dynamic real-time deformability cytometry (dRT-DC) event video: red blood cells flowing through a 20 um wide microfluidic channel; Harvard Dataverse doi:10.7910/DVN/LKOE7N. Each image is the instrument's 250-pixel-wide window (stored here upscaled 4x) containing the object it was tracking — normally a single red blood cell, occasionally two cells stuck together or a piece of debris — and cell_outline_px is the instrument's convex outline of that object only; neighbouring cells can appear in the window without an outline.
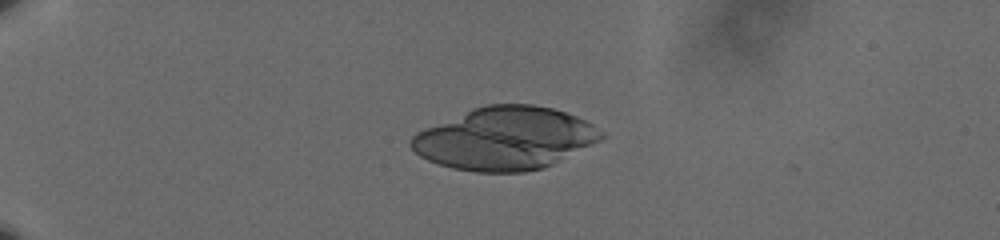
{"species": "human", "species_latin": "Homo sapiens", "temperature_condition": "cold", "stored_images_in_passage": 18, "camera_frame_rate_fps": 3000, "um_per_image_px": 0.085, "donor": {"sex": "male"}, "frame": {"image": 1, "passage_image": 1, "time_ms": 0.0, "image_size_px": [1000, 240], "cell_outline_px": [[604, 136], [600, 140], [544, 168], [524, 172], [476, 172], [452, 168], [428, 160], [420, 156], [408, 144], [408, 140], [416, 132], [424, 128], [472, 108], [488, 104], [532, 104], [552, 108], [576, 116], [592, 124]], "centroid_in_image_um": [42.87, 11.77], "position_along_channel_um": 42.1, "area_um2": 69.07}}